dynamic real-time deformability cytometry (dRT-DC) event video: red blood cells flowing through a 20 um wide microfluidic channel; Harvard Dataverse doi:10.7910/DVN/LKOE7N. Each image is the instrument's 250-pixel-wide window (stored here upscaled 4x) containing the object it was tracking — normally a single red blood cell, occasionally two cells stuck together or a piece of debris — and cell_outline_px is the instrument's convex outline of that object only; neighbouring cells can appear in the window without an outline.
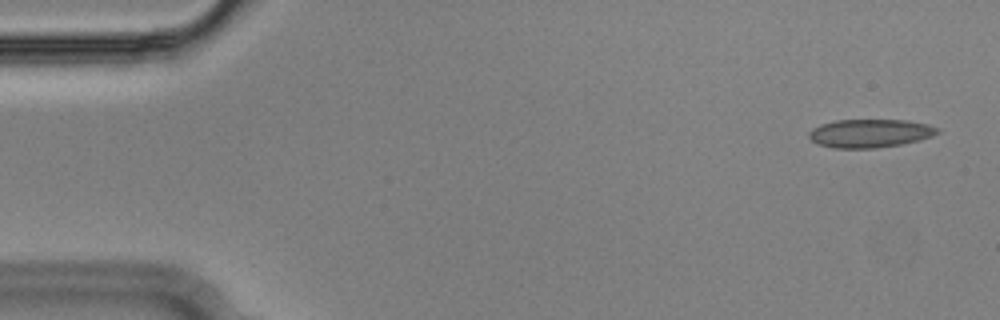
{"species": "Egyptian fruit bat (a non-hibernating species)", "species_latin": "Rousettus aegyptiacus", "temperature_condition": "cold", "stored_images_in_passage": 54, "camera_frame_rate_fps": 3000, "um_per_image_px": 0.085, "animal": {"sex": "male"}, "frame": {"image": 1, "passage_image": 2, "time_ms": 0.333, "image_size_px": [1000, 320], "cell_outline_px": [[940, 132], [932, 136], [920, 140], [900, 144], [876, 148], [832, 148], [816, 144], [808, 136], [808, 132], [812, 128], [820, 124], [836, 120], [904, 120], [928, 124], [940, 128]], "centroid_in_image_um": [73.93, 11.33], "position_along_channel_um": 11.1, "area_um2": 21.39}}
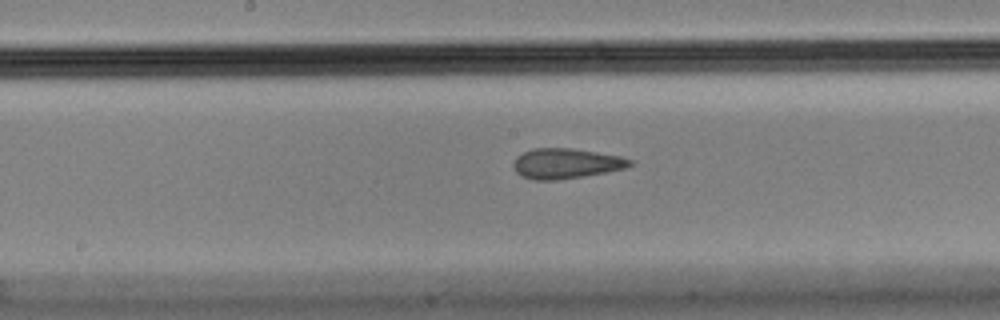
{"frame": {"image": 2, "passage_image": 27, "time_ms": 8.667, "image_size_px": [1000, 320], "cell_outline_px": [[636, 164], [624, 168], [584, 176], [556, 180], [536, 180], [520, 176], [516, 172], [512, 164], [516, 156], [532, 148], [572, 148], [620, 156], [632, 160]], "centroid_in_image_um": [48.09, 13.89], "position_along_channel_um": 200.1, "area_um2": 20.52}}
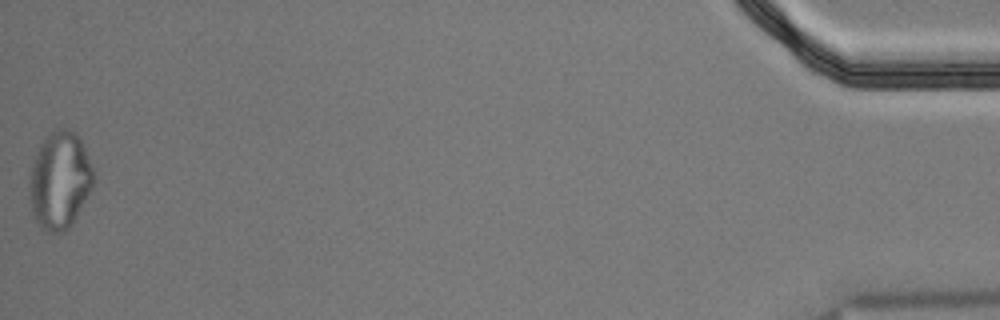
{"frame": {"image": 3, "passage_image": 54, "time_ms": 17.667, "image_size_px": [1000, 320], "cell_outline_px": [[96, 180], [92, 188], [72, 224], [64, 232], [48, 232], [40, 228], [36, 220], [32, 208], [32, 168], [36, 152], [40, 144], [56, 128], [68, 128], [76, 132], [80, 136], [96, 176]], "centroid_in_image_um": [5.15, 15.3], "position_along_channel_um": 430.0, "area_um2": 35.89}, "authors_computed_cell_mechanics": {"area_um2": 21.3282, "velocity_mm_per_s": 3.6359, "shape_relaxation_time_tau1_ms": null, "shape_relaxation_time_tau2_ms": 1.9291, "deformation_change_tau1": null, "deformation_change_tau2": 0.0847}}